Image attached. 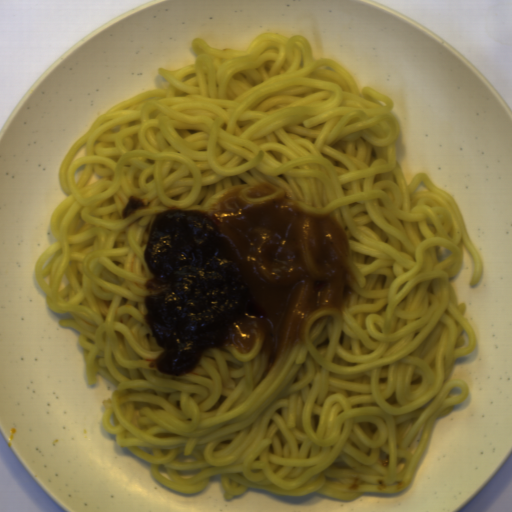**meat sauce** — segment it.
Masks as SVG:
<instances>
[{
    "label": "meat sauce",
    "instance_id": "1",
    "mask_svg": "<svg viewBox=\"0 0 512 512\" xmlns=\"http://www.w3.org/2000/svg\"><path fill=\"white\" fill-rule=\"evenodd\" d=\"M143 260L155 294L146 323L163 352L148 365L181 375L208 348L251 351L268 367L324 310H342L350 243L333 216L312 214L274 184L236 186L206 210L156 215Z\"/></svg>",
    "mask_w": 512,
    "mask_h": 512
}]
</instances>
